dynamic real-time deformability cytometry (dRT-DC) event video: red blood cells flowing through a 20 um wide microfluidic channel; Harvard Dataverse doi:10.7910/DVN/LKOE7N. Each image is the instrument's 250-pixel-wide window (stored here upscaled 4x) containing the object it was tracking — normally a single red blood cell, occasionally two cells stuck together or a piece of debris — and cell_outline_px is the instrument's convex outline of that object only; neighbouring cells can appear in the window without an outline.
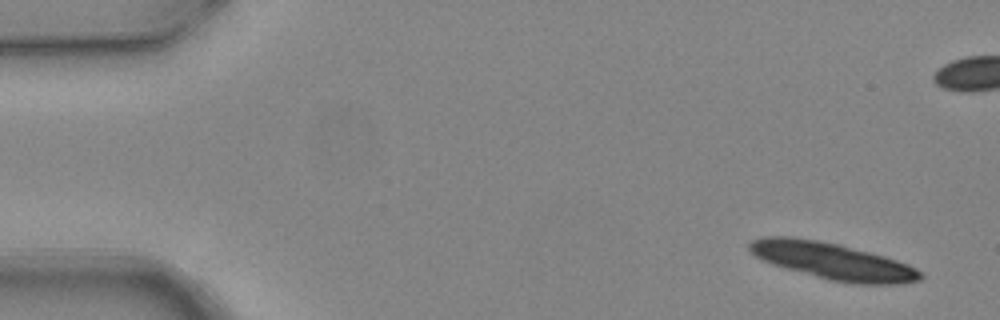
{"species": "common noctule bat (a hibernating species)", "species_latin": "Nyctalus noctula", "temperature_condition": "warm", "stored_images_in_passage": 7, "camera_frame_rate_fps": 3000, "um_per_image_px": 0.085, "animal": {"sex": "female", "body_mass_g": 24.6, "forearm_length_mm": 56.2}, "frame": {"image": 1, "passage_image": 1, "time_ms": 0.0, "image_size_px": [1000, 320], "cell_outline_px": [[924, 276], [920, 280], [900, 284], [856, 284], [828, 280], [784, 268], [772, 264], [756, 256], [748, 248], [748, 244], [752, 240], [764, 236], [792, 236], [840, 244], [884, 256], [908, 264], [916, 268]], "centroid_in_image_um": [70.77, 22.19], "position_along_channel_um": 14.2, "area_um2": 36.65}}